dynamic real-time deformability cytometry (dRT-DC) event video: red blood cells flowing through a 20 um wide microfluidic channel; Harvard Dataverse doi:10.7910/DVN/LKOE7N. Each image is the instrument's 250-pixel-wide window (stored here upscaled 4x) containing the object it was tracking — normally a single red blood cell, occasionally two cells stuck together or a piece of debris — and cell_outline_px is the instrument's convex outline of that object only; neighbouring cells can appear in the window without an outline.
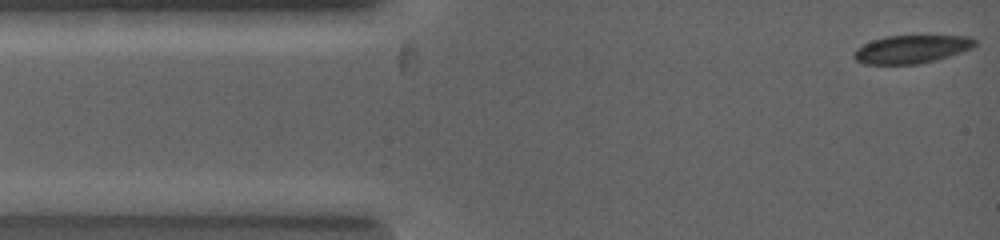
{"species": "common noctule bat (a hibernating species)", "species_latin": "Nyctalus noctula", "temperature_condition": "warm", "stored_images_in_passage": 3, "camera_frame_rate_fps": 5000, "um_per_image_px": 0.085, "animal": {"sex": "female", "body_mass_g": 19.0, "forearm_length_mm": 53.3}, "frame": {"image": 1, "passage_image": 1, "time_ms": 0.0, "image_size_px": [1000, 240], "cell_outline_px": [[976, 44], [960, 52], [936, 60], [916, 64], [864, 64], [856, 60], [852, 56], [852, 52], [856, 48], [872, 40], [884, 36], [968, 36], [976, 40]], "centroid_in_image_um": [77.4, 4.18], "position_along_channel_um": 7.6, "area_um2": 19.65}}
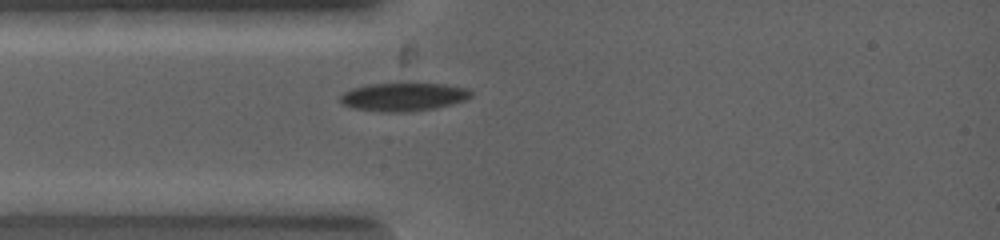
{"frame": {"image": 2, "passage_image": 3, "time_ms": 1.8, "image_size_px": [1000, 240], "cell_outline_px": [[472, 96], [464, 100], [432, 108], [404, 112], [380, 112], [352, 108], [344, 104], [340, 100], [340, 96], [344, 92], [352, 88], [372, 84], [404, 80], [440, 84], [464, 88], [472, 92]], "centroid_in_image_um": [34.24, 8.19], "position_along_channel_um": 50.8, "area_um2": 21.96}}